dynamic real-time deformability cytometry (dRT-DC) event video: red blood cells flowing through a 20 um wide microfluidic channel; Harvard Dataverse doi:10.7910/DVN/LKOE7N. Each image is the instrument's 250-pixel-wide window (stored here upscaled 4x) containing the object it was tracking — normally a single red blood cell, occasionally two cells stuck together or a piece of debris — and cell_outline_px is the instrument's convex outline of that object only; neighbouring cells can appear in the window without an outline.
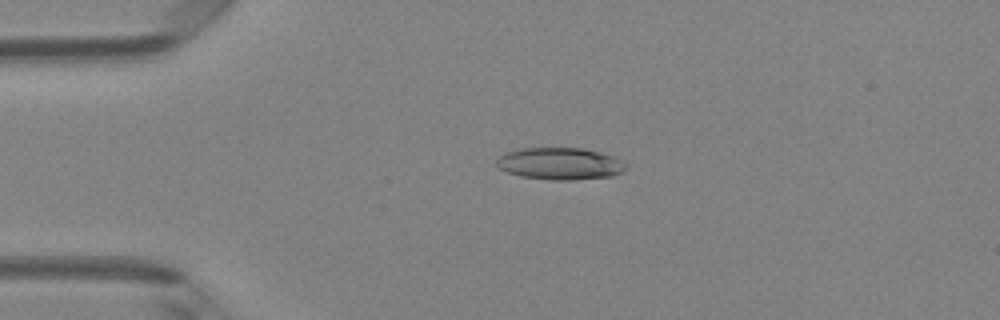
{"species": "Egyptian fruit bat (a non-hibernating species)", "species_latin": "Rousettus aegyptiacus", "temperature_condition": "room temperature", "stored_images_in_passage": 6, "camera_frame_rate_fps": 3000, "um_per_image_px": 0.085, "animal": {"sex": "female"}, "frame": {"image": 1, "passage_image": 4, "time_ms": 1.0, "image_size_px": [1000, 320], "cell_outline_px": [[628, 168], [624, 172], [612, 176], [572, 180], [552, 180], [520, 176], [508, 172], [500, 168], [496, 164], [496, 160], [500, 156], [508, 152], [520, 148], [584, 148], [600, 152], [612, 156], [628, 164]], "centroid_in_image_um": [47.65, 13.91], "position_along_channel_um": 37.4, "area_um2": 24.22}}
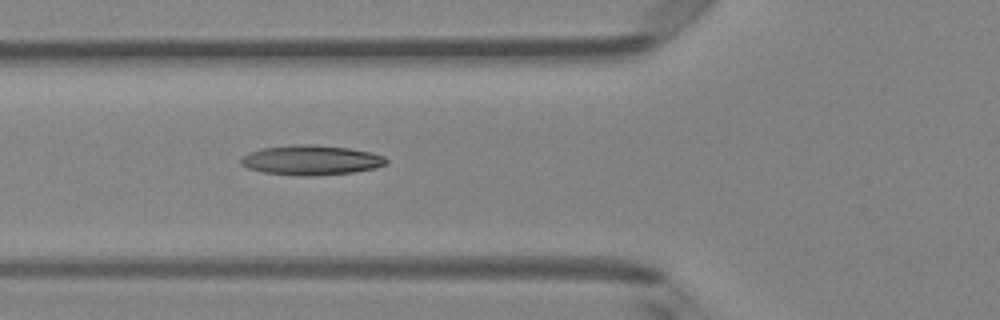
{"frame": {"image": 2, "passage_image": 6, "time_ms": 1.667, "image_size_px": [1000, 320], "cell_outline_px": [[388, 164], [376, 168], [352, 172], [308, 176], [304, 176], [264, 172], [248, 168], [240, 164], [240, 160], [248, 152], [264, 148], [292, 144], [316, 144], [348, 148], [372, 152], [384, 156], [388, 160]], "centroid_in_image_um": [26.48, 13.6], "position_along_channel_um": 99.3, "area_um2": 25.26}}